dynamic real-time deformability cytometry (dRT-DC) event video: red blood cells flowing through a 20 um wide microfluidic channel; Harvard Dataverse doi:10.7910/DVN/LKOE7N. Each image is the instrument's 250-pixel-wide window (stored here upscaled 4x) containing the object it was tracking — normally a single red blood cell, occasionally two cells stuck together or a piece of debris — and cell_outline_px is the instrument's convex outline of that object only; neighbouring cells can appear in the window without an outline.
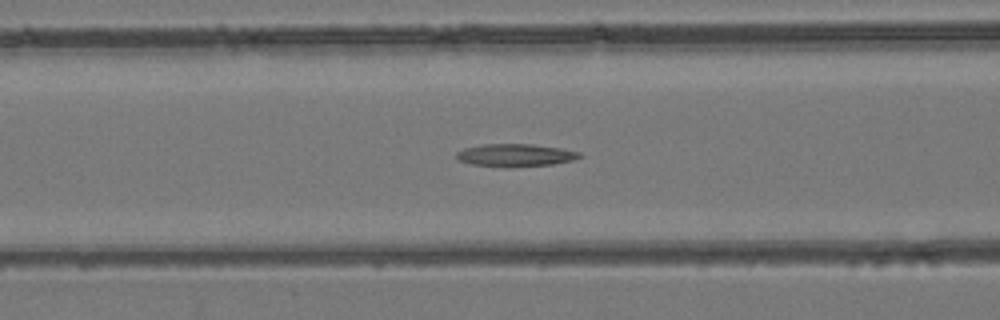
{"species": "common noctule bat (a hibernating species)", "species_latin": "Nyctalus noctula", "temperature_condition": "room temperature", "stored_images_in_passage": 41, "camera_frame_rate_fps": 3000, "um_per_image_px": 0.085, "animal": {"sex": "female", "body_mass_g": 24.6, "forearm_length_mm": 56.2}, "frame": {"image": 1, "passage_image": 12, "time_ms": 3.667, "image_size_px": [1000, 320], "cell_outline_px": [[584, 156], [572, 160], [552, 164], [504, 168], [472, 164], [456, 160], [456, 152], [464, 148], [484, 144], [532, 144], [560, 148], [580, 152]], "centroid_in_image_um": [43.78, 13.2], "position_along_channel_um": 122.8, "area_um2": 16.42}}
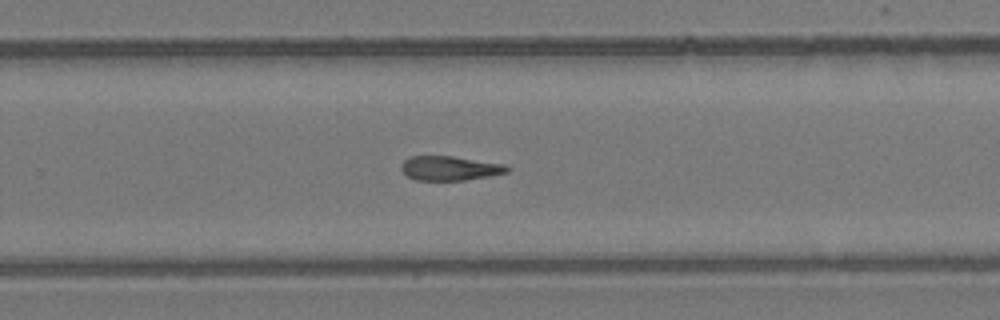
{"frame": {"image": 2, "passage_image": 24, "time_ms": 7.667, "image_size_px": [1000, 320], "cell_outline_px": [[512, 168], [508, 172], [492, 176], [464, 180], [416, 180], [408, 176], [400, 168], [400, 164], [404, 160], [412, 156], [452, 156], [504, 164]], "centroid_in_image_um": [38.26, 14.3], "position_along_channel_um": 291.5, "area_um2": 15.09}}
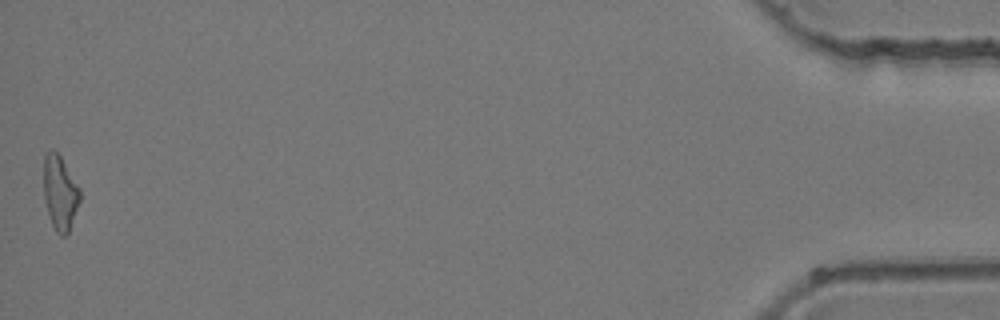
{"frame": {"image": 3, "passage_image": 41, "time_ms": 13.333, "image_size_px": [1000, 320], "cell_outline_px": [[80, 200], [68, 232], [64, 236], [60, 236], [56, 232], [52, 224], [44, 200], [44, 156], [52, 148], [60, 156], [80, 188]], "centroid_in_image_um": [5.09, 16.38], "position_along_channel_um": 430.1, "area_um2": 15.49}}